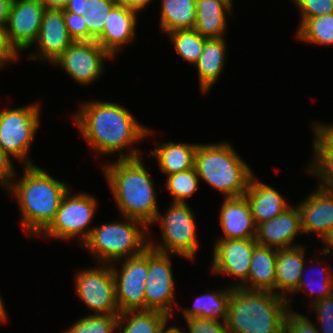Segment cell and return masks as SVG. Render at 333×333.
Returning <instances> with one entry per match:
<instances>
[{
  "label": "cell",
  "mask_w": 333,
  "mask_h": 333,
  "mask_svg": "<svg viewBox=\"0 0 333 333\" xmlns=\"http://www.w3.org/2000/svg\"><path fill=\"white\" fill-rule=\"evenodd\" d=\"M118 3L125 5L130 10L137 12L138 14L150 5L154 0H117Z\"/></svg>",
  "instance_id": "45"
},
{
  "label": "cell",
  "mask_w": 333,
  "mask_h": 333,
  "mask_svg": "<svg viewBox=\"0 0 333 333\" xmlns=\"http://www.w3.org/2000/svg\"><path fill=\"white\" fill-rule=\"evenodd\" d=\"M167 35L182 60L194 66L203 52L207 38L194 29L176 30Z\"/></svg>",
  "instance_id": "32"
},
{
  "label": "cell",
  "mask_w": 333,
  "mask_h": 333,
  "mask_svg": "<svg viewBox=\"0 0 333 333\" xmlns=\"http://www.w3.org/2000/svg\"><path fill=\"white\" fill-rule=\"evenodd\" d=\"M311 307L317 314L315 323H320L319 333H333V294L316 301Z\"/></svg>",
  "instance_id": "38"
},
{
  "label": "cell",
  "mask_w": 333,
  "mask_h": 333,
  "mask_svg": "<svg viewBox=\"0 0 333 333\" xmlns=\"http://www.w3.org/2000/svg\"><path fill=\"white\" fill-rule=\"evenodd\" d=\"M295 32V37L301 42L311 45H333V13L306 19Z\"/></svg>",
  "instance_id": "31"
},
{
  "label": "cell",
  "mask_w": 333,
  "mask_h": 333,
  "mask_svg": "<svg viewBox=\"0 0 333 333\" xmlns=\"http://www.w3.org/2000/svg\"><path fill=\"white\" fill-rule=\"evenodd\" d=\"M74 113L72 121L95 155L117 152L118 159L137 158L142 152L134 149V145L154 136L152 129L139 123L132 112L116 102L85 100Z\"/></svg>",
  "instance_id": "1"
},
{
  "label": "cell",
  "mask_w": 333,
  "mask_h": 333,
  "mask_svg": "<svg viewBox=\"0 0 333 333\" xmlns=\"http://www.w3.org/2000/svg\"><path fill=\"white\" fill-rule=\"evenodd\" d=\"M64 12H71L77 15H85L87 13L86 0H70L65 7Z\"/></svg>",
  "instance_id": "46"
},
{
  "label": "cell",
  "mask_w": 333,
  "mask_h": 333,
  "mask_svg": "<svg viewBox=\"0 0 333 333\" xmlns=\"http://www.w3.org/2000/svg\"><path fill=\"white\" fill-rule=\"evenodd\" d=\"M16 175L17 170L6 192L18 203L20 225L27 237L40 236L54 220L64 194L71 187L38 165L23 166L22 178L17 179Z\"/></svg>",
  "instance_id": "3"
},
{
  "label": "cell",
  "mask_w": 333,
  "mask_h": 333,
  "mask_svg": "<svg viewBox=\"0 0 333 333\" xmlns=\"http://www.w3.org/2000/svg\"><path fill=\"white\" fill-rule=\"evenodd\" d=\"M173 254L163 253L148 247V277L145 283V310L160 311L174 316L178 308L176 283L171 266ZM175 306V307H174Z\"/></svg>",
  "instance_id": "12"
},
{
  "label": "cell",
  "mask_w": 333,
  "mask_h": 333,
  "mask_svg": "<svg viewBox=\"0 0 333 333\" xmlns=\"http://www.w3.org/2000/svg\"><path fill=\"white\" fill-rule=\"evenodd\" d=\"M13 159L0 146V186L8 190L16 174Z\"/></svg>",
  "instance_id": "44"
},
{
  "label": "cell",
  "mask_w": 333,
  "mask_h": 333,
  "mask_svg": "<svg viewBox=\"0 0 333 333\" xmlns=\"http://www.w3.org/2000/svg\"><path fill=\"white\" fill-rule=\"evenodd\" d=\"M257 245L256 238L217 239L213 244L212 275L233 276L236 282L228 284L229 287L248 289L250 262Z\"/></svg>",
  "instance_id": "14"
},
{
  "label": "cell",
  "mask_w": 333,
  "mask_h": 333,
  "mask_svg": "<svg viewBox=\"0 0 333 333\" xmlns=\"http://www.w3.org/2000/svg\"><path fill=\"white\" fill-rule=\"evenodd\" d=\"M231 290V287L226 286L223 290H211L209 293H201L200 296L198 295L194 299L192 308H180L179 306L178 309H182L184 320L199 317L226 322Z\"/></svg>",
  "instance_id": "26"
},
{
  "label": "cell",
  "mask_w": 333,
  "mask_h": 333,
  "mask_svg": "<svg viewBox=\"0 0 333 333\" xmlns=\"http://www.w3.org/2000/svg\"><path fill=\"white\" fill-rule=\"evenodd\" d=\"M244 196L249 202L256 226L279 216L291 203L272 186L261 182L253 174Z\"/></svg>",
  "instance_id": "21"
},
{
  "label": "cell",
  "mask_w": 333,
  "mask_h": 333,
  "mask_svg": "<svg viewBox=\"0 0 333 333\" xmlns=\"http://www.w3.org/2000/svg\"><path fill=\"white\" fill-rule=\"evenodd\" d=\"M160 31L167 34L176 30L194 29L196 0H161Z\"/></svg>",
  "instance_id": "28"
},
{
  "label": "cell",
  "mask_w": 333,
  "mask_h": 333,
  "mask_svg": "<svg viewBox=\"0 0 333 333\" xmlns=\"http://www.w3.org/2000/svg\"><path fill=\"white\" fill-rule=\"evenodd\" d=\"M168 326L169 324H167L160 333H185L184 329L182 331L181 328L178 327L176 324L170 325L169 327Z\"/></svg>",
  "instance_id": "50"
},
{
  "label": "cell",
  "mask_w": 333,
  "mask_h": 333,
  "mask_svg": "<svg viewBox=\"0 0 333 333\" xmlns=\"http://www.w3.org/2000/svg\"><path fill=\"white\" fill-rule=\"evenodd\" d=\"M118 263L121 266L120 268L116 267ZM110 265L113 272L116 299L120 313L124 311L145 310L148 248L136 256L121 259Z\"/></svg>",
  "instance_id": "11"
},
{
  "label": "cell",
  "mask_w": 333,
  "mask_h": 333,
  "mask_svg": "<svg viewBox=\"0 0 333 333\" xmlns=\"http://www.w3.org/2000/svg\"><path fill=\"white\" fill-rule=\"evenodd\" d=\"M143 158L107 161L102 170L120 215L139 220L150 229L159 212L158 192Z\"/></svg>",
  "instance_id": "2"
},
{
  "label": "cell",
  "mask_w": 333,
  "mask_h": 333,
  "mask_svg": "<svg viewBox=\"0 0 333 333\" xmlns=\"http://www.w3.org/2000/svg\"><path fill=\"white\" fill-rule=\"evenodd\" d=\"M45 9L64 10L70 0H40Z\"/></svg>",
  "instance_id": "47"
},
{
  "label": "cell",
  "mask_w": 333,
  "mask_h": 333,
  "mask_svg": "<svg viewBox=\"0 0 333 333\" xmlns=\"http://www.w3.org/2000/svg\"><path fill=\"white\" fill-rule=\"evenodd\" d=\"M124 218L126 220L94 226L81 246L88 250L97 265L136 256L149 247V228L139 220Z\"/></svg>",
  "instance_id": "6"
},
{
  "label": "cell",
  "mask_w": 333,
  "mask_h": 333,
  "mask_svg": "<svg viewBox=\"0 0 333 333\" xmlns=\"http://www.w3.org/2000/svg\"><path fill=\"white\" fill-rule=\"evenodd\" d=\"M64 18L69 35L74 41H88V29L83 15L64 12Z\"/></svg>",
  "instance_id": "42"
},
{
  "label": "cell",
  "mask_w": 333,
  "mask_h": 333,
  "mask_svg": "<svg viewBox=\"0 0 333 333\" xmlns=\"http://www.w3.org/2000/svg\"><path fill=\"white\" fill-rule=\"evenodd\" d=\"M319 259L320 258H316V262L315 263H318L317 265L314 263H312V262H314V259L312 258V259H310V263H308V262H306V264H305V267H304V270H303V272H302V275H301V278H300V282H299V286H298V288L292 293L293 295L297 292H299V294H300V291H302V293H303V291L305 292V294L307 293V295L309 296L308 298H309V302H310V305H312V304H314L316 301H319V300H321V299H323V298H326L327 296H330V295H332L333 294V270L331 271L330 270V268L331 267H327V266H325V267H321L320 266V262H319ZM312 261V262H311ZM308 264V267H309V265H310V272L312 271V269H313V267L314 268H319V270L320 271H317V272H315L314 270V272L316 273H314L313 271V273L314 274H312V273H310L309 272V268L307 269V265ZM320 267H319V266ZM317 266V267H316ZM316 270V269H315ZM308 272L310 273V275H312V276H310L309 274H308ZM305 274V275H304ZM309 276H308V275ZM317 274H319V276H320V278L318 279L316 276H318ZM308 277H310V278H308ZM315 275V276H314ZM307 277V278H306ZM316 279H314V278ZM314 279V280H313ZM314 296V297H313ZM313 297V298H312Z\"/></svg>",
  "instance_id": "30"
},
{
  "label": "cell",
  "mask_w": 333,
  "mask_h": 333,
  "mask_svg": "<svg viewBox=\"0 0 333 333\" xmlns=\"http://www.w3.org/2000/svg\"><path fill=\"white\" fill-rule=\"evenodd\" d=\"M118 315L88 314L62 333H115Z\"/></svg>",
  "instance_id": "35"
},
{
  "label": "cell",
  "mask_w": 333,
  "mask_h": 333,
  "mask_svg": "<svg viewBox=\"0 0 333 333\" xmlns=\"http://www.w3.org/2000/svg\"><path fill=\"white\" fill-rule=\"evenodd\" d=\"M313 131V151H333V123L313 121L310 127Z\"/></svg>",
  "instance_id": "40"
},
{
  "label": "cell",
  "mask_w": 333,
  "mask_h": 333,
  "mask_svg": "<svg viewBox=\"0 0 333 333\" xmlns=\"http://www.w3.org/2000/svg\"><path fill=\"white\" fill-rule=\"evenodd\" d=\"M45 10L40 0H12L6 32L19 55L35 43Z\"/></svg>",
  "instance_id": "15"
},
{
  "label": "cell",
  "mask_w": 333,
  "mask_h": 333,
  "mask_svg": "<svg viewBox=\"0 0 333 333\" xmlns=\"http://www.w3.org/2000/svg\"><path fill=\"white\" fill-rule=\"evenodd\" d=\"M74 278L75 294L93 314H120L110 264L80 269Z\"/></svg>",
  "instance_id": "10"
},
{
  "label": "cell",
  "mask_w": 333,
  "mask_h": 333,
  "mask_svg": "<svg viewBox=\"0 0 333 333\" xmlns=\"http://www.w3.org/2000/svg\"><path fill=\"white\" fill-rule=\"evenodd\" d=\"M170 318L160 311H124L118 315L116 333H160Z\"/></svg>",
  "instance_id": "29"
},
{
  "label": "cell",
  "mask_w": 333,
  "mask_h": 333,
  "mask_svg": "<svg viewBox=\"0 0 333 333\" xmlns=\"http://www.w3.org/2000/svg\"><path fill=\"white\" fill-rule=\"evenodd\" d=\"M87 13L83 19L88 29V41H95L103 32L108 15L117 0H86Z\"/></svg>",
  "instance_id": "34"
},
{
  "label": "cell",
  "mask_w": 333,
  "mask_h": 333,
  "mask_svg": "<svg viewBox=\"0 0 333 333\" xmlns=\"http://www.w3.org/2000/svg\"><path fill=\"white\" fill-rule=\"evenodd\" d=\"M302 235L300 212L297 204H291L279 216L257 226L258 245L286 249L302 244L293 243Z\"/></svg>",
  "instance_id": "18"
},
{
  "label": "cell",
  "mask_w": 333,
  "mask_h": 333,
  "mask_svg": "<svg viewBox=\"0 0 333 333\" xmlns=\"http://www.w3.org/2000/svg\"><path fill=\"white\" fill-rule=\"evenodd\" d=\"M300 10L301 21L298 27L309 18L333 13V0H292Z\"/></svg>",
  "instance_id": "37"
},
{
  "label": "cell",
  "mask_w": 333,
  "mask_h": 333,
  "mask_svg": "<svg viewBox=\"0 0 333 333\" xmlns=\"http://www.w3.org/2000/svg\"><path fill=\"white\" fill-rule=\"evenodd\" d=\"M7 311L4 306V300H2V297L0 295V322L5 323L7 322Z\"/></svg>",
  "instance_id": "51"
},
{
  "label": "cell",
  "mask_w": 333,
  "mask_h": 333,
  "mask_svg": "<svg viewBox=\"0 0 333 333\" xmlns=\"http://www.w3.org/2000/svg\"><path fill=\"white\" fill-rule=\"evenodd\" d=\"M305 169L308 175L319 180V187L333 190V151H313L312 159Z\"/></svg>",
  "instance_id": "36"
},
{
  "label": "cell",
  "mask_w": 333,
  "mask_h": 333,
  "mask_svg": "<svg viewBox=\"0 0 333 333\" xmlns=\"http://www.w3.org/2000/svg\"><path fill=\"white\" fill-rule=\"evenodd\" d=\"M19 56L8 41L6 26L0 25V66L4 69L9 63L18 61Z\"/></svg>",
  "instance_id": "43"
},
{
  "label": "cell",
  "mask_w": 333,
  "mask_h": 333,
  "mask_svg": "<svg viewBox=\"0 0 333 333\" xmlns=\"http://www.w3.org/2000/svg\"><path fill=\"white\" fill-rule=\"evenodd\" d=\"M219 211L218 218L224 236L218 239L256 238L257 226L245 196L224 198Z\"/></svg>",
  "instance_id": "20"
},
{
  "label": "cell",
  "mask_w": 333,
  "mask_h": 333,
  "mask_svg": "<svg viewBox=\"0 0 333 333\" xmlns=\"http://www.w3.org/2000/svg\"><path fill=\"white\" fill-rule=\"evenodd\" d=\"M199 143L162 141L147 154L156 158L159 170L165 176L194 167L195 153Z\"/></svg>",
  "instance_id": "25"
},
{
  "label": "cell",
  "mask_w": 333,
  "mask_h": 333,
  "mask_svg": "<svg viewBox=\"0 0 333 333\" xmlns=\"http://www.w3.org/2000/svg\"><path fill=\"white\" fill-rule=\"evenodd\" d=\"M41 109L40 102H36L0 110V146L24 166L35 165L29 152L40 128Z\"/></svg>",
  "instance_id": "9"
},
{
  "label": "cell",
  "mask_w": 333,
  "mask_h": 333,
  "mask_svg": "<svg viewBox=\"0 0 333 333\" xmlns=\"http://www.w3.org/2000/svg\"><path fill=\"white\" fill-rule=\"evenodd\" d=\"M288 300L267 290L232 288L228 305L229 333H284Z\"/></svg>",
  "instance_id": "4"
},
{
  "label": "cell",
  "mask_w": 333,
  "mask_h": 333,
  "mask_svg": "<svg viewBox=\"0 0 333 333\" xmlns=\"http://www.w3.org/2000/svg\"><path fill=\"white\" fill-rule=\"evenodd\" d=\"M235 150L224 140L217 144L199 143L195 153L194 167L199 179L224 198L244 196L254 174L251 166Z\"/></svg>",
  "instance_id": "5"
},
{
  "label": "cell",
  "mask_w": 333,
  "mask_h": 333,
  "mask_svg": "<svg viewBox=\"0 0 333 333\" xmlns=\"http://www.w3.org/2000/svg\"><path fill=\"white\" fill-rule=\"evenodd\" d=\"M137 15V12L117 3L108 15L102 34L95 41L115 58L136 39Z\"/></svg>",
  "instance_id": "19"
},
{
  "label": "cell",
  "mask_w": 333,
  "mask_h": 333,
  "mask_svg": "<svg viewBox=\"0 0 333 333\" xmlns=\"http://www.w3.org/2000/svg\"><path fill=\"white\" fill-rule=\"evenodd\" d=\"M164 214L158 212L154 224L161 227V241L149 237V247L153 250L177 255L194 261L199 250L197 220L188 203L171 202Z\"/></svg>",
  "instance_id": "7"
},
{
  "label": "cell",
  "mask_w": 333,
  "mask_h": 333,
  "mask_svg": "<svg viewBox=\"0 0 333 333\" xmlns=\"http://www.w3.org/2000/svg\"><path fill=\"white\" fill-rule=\"evenodd\" d=\"M277 249L257 245L254 248L248 277L249 290H267L275 293V266Z\"/></svg>",
  "instance_id": "27"
},
{
  "label": "cell",
  "mask_w": 333,
  "mask_h": 333,
  "mask_svg": "<svg viewBox=\"0 0 333 333\" xmlns=\"http://www.w3.org/2000/svg\"><path fill=\"white\" fill-rule=\"evenodd\" d=\"M113 57L96 41H74L52 63L59 66L74 82L81 86H90L105 71V61Z\"/></svg>",
  "instance_id": "13"
},
{
  "label": "cell",
  "mask_w": 333,
  "mask_h": 333,
  "mask_svg": "<svg viewBox=\"0 0 333 333\" xmlns=\"http://www.w3.org/2000/svg\"><path fill=\"white\" fill-rule=\"evenodd\" d=\"M226 38L207 39L203 52L198 61L194 64L198 74L200 91L204 95L209 93L211 88L219 81L222 71L227 63V42Z\"/></svg>",
  "instance_id": "24"
},
{
  "label": "cell",
  "mask_w": 333,
  "mask_h": 333,
  "mask_svg": "<svg viewBox=\"0 0 333 333\" xmlns=\"http://www.w3.org/2000/svg\"><path fill=\"white\" fill-rule=\"evenodd\" d=\"M188 331L185 333H229L226 322L207 318H188L185 319Z\"/></svg>",
  "instance_id": "41"
},
{
  "label": "cell",
  "mask_w": 333,
  "mask_h": 333,
  "mask_svg": "<svg viewBox=\"0 0 333 333\" xmlns=\"http://www.w3.org/2000/svg\"><path fill=\"white\" fill-rule=\"evenodd\" d=\"M307 251L303 245L277 249L275 266V294L285 297L289 307L292 303L288 296L298 288L302 272L304 270ZM289 294V295H288Z\"/></svg>",
  "instance_id": "22"
},
{
  "label": "cell",
  "mask_w": 333,
  "mask_h": 333,
  "mask_svg": "<svg viewBox=\"0 0 333 333\" xmlns=\"http://www.w3.org/2000/svg\"><path fill=\"white\" fill-rule=\"evenodd\" d=\"M284 333H319V330L309 317L290 309L284 321Z\"/></svg>",
  "instance_id": "39"
},
{
  "label": "cell",
  "mask_w": 333,
  "mask_h": 333,
  "mask_svg": "<svg viewBox=\"0 0 333 333\" xmlns=\"http://www.w3.org/2000/svg\"><path fill=\"white\" fill-rule=\"evenodd\" d=\"M233 1L196 0V24L194 30L207 39L223 38L228 27L227 17L234 13Z\"/></svg>",
  "instance_id": "23"
},
{
  "label": "cell",
  "mask_w": 333,
  "mask_h": 333,
  "mask_svg": "<svg viewBox=\"0 0 333 333\" xmlns=\"http://www.w3.org/2000/svg\"><path fill=\"white\" fill-rule=\"evenodd\" d=\"M323 242V248H322V256L324 259L326 256H329L331 254V251L333 249V228L330 230V232L325 236V238L322 240Z\"/></svg>",
  "instance_id": "49"
},
{
  "label": "cell",
  "mask_w": 333,
  "mask_h": 333,
  "mask_svg": "<svg viewBox=\"0 0 333 333\" xmlns=\"http://www.w3.org/2000/svg\"><path fill=\"white\" fill-rule=\"evenodd\" d=\"M297 206L302 234L316 233L322 241L333 228V190L317 186Z\"/></svg>",
  "instance_id": "17"
},
{
  "label": "cell",
  "mask_w": 333,
  "mask_h": 333,
  "mask_svg": "<svg viewBox=\"0 0 333 333\" xmlns=\"http://www.w3.org/2000/svg\"><path fill=\"white\" fill-rule=\"evenodd\" d=\"M12 0H0V25L7 24Z\"/></svg>",
  "instance_id": "48"
},
{
  "label": "cell",
  "mask_w": 333,
  "mask_h": 333,
  "mask_svg": "<svg viewBox=\"0 0 333 333\" xmlns=\"http://www.w3.org/2000/svg\"><path fill=\"white\" fill-rule=\"evenodd\" d=\"M73 42L66 27L64 10L46 9L38 37L32 45L36 51L27 58L52 64Z\"/></svg>",
  "instance_id": "16"
},
{
  "label": "cell",
  "mask_w": 333,
  "mask_h": 333,
  "mask_svg": "<svg viewBox=\"0 0 333 333\" xmlns=\"http://www.w3.org/2000/svg\"><path fill=\"white\" fill-rule=\"evenodd\" d=\"M200 179L195 167L166 176V190L172 196L174 203H187L198 190Z\"/></svg>",
  "instance_id": "33"
},
{
  "label": "cell",
  "mask_w": 333,
  "mask_h": 333,
  "mask_svg": "<svg viewBox=\"0 0 333 333\" xmlns=\"http://www.w3.org/2000/svg\"><path fill=\"white\" fill-rule=\"evenodd\" d=\"M71 191L69 188L64 194L54 220L40 235L49 240L54 238L67 242L77 239L82 246L91 235L98 199L89 193L72 194Z\"/></svg>",
  "instance_id": "8"
}]
</instances>
